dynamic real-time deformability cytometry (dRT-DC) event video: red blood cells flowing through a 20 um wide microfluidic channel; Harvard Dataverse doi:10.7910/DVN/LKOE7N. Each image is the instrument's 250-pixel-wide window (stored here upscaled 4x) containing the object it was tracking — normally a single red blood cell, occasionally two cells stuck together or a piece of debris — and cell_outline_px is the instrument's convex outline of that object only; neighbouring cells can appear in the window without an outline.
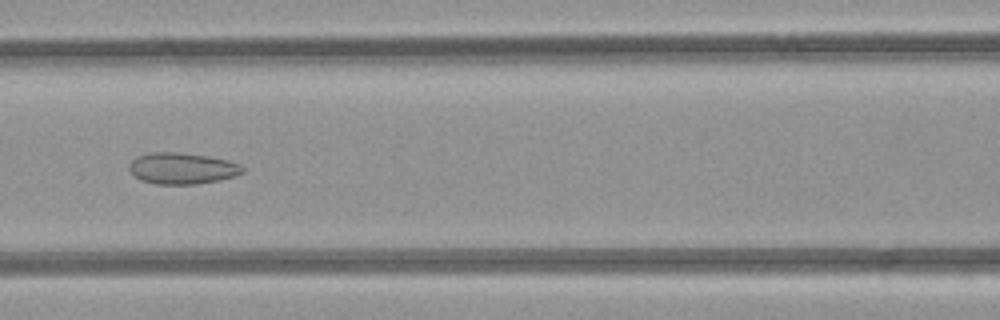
{"species": "common noctule bat (a hibernating species)", "species_latin": "Nyctalus noctula", "temperature_condition": "room temperature", "stored_images_in_passage": 48, "camera_frame_rate_fps": 3000, "um_per_image_px": 0.085, "animal": {"sex": "female", "body_mass_g": 21.9}, "frame": {"image": 1, "passage_image": 21, "time_ms": 6.667, "image_size_px": [1000, 320], "cell_outline_px": [[244, 172], [236, 176], [196, 184], [156, 184], [140, 180], [128, 168], [128, 164], [136, 156], [152, 152], [180, 152], [208, 156], [228, 160], [240, 164], [244, 168]], "centroid_in_image_um": [15.48, 14.3], "position_along_channel_um": 151.1, "area_um2": 20.75}}
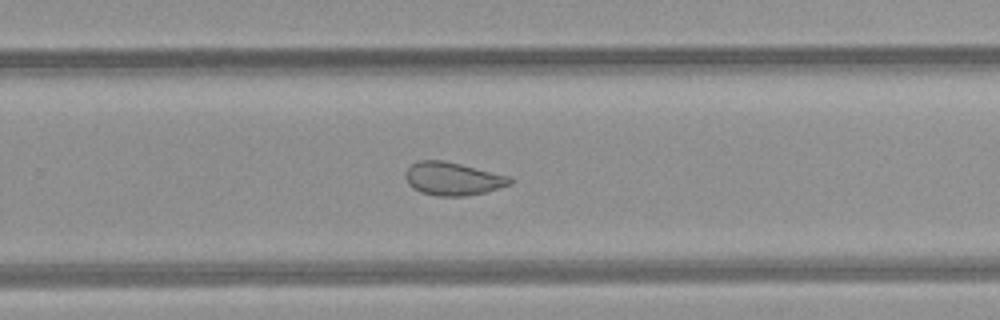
{"frame": {"image": 2, "passage_image": 31, "time_ms": 10.0, "image_size_px": [1000, 320], "cell_outline_px": [[512, 184], [484, 192], [464, 196], [436, 196], [420, 192], [412, 188], [408, 184], [404, 176], [404, 172], [412, 164], [420, 160], [444, 160], [512, 176]], "centroid_in_image_um": [38.48, 15.19], "position_along_channel_um": 291.3, "area_um2": 20.35}}
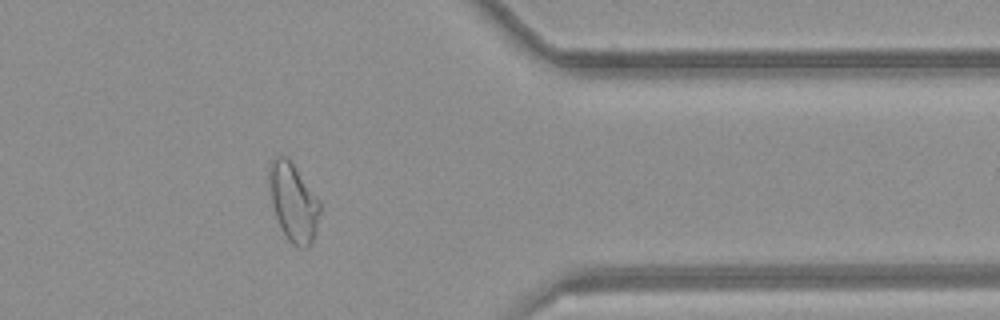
{"frame": {"image": 3, "passage_image": 39, "time_ms": 12.667, "image_size_px": [1000, 320], "cell_outline_px": [[320, 212], [316, 232], [312, 240], [304, 248], [300, 248], [292, 244], [288, 240], [276, 216], [272, 204], [268, 184], [268, 164], [276, 156], [288, 156], [320, 204]], "centroid_in_image_um": [24.9, 17.16], "position_along_channel_um": 386.5, "area_um2": 22.77}, "authors_computed_cell_mechanics": {"area_um2": 23.987, "velocity_mm_per_s": 4.2185, "shape_relaxation_time_tau1_ms": null, "shape_relaxation_time_tau2_ms": 1.4767, "deformation_change_tau1": null, "deformation_change_tau2": 0.0749}}